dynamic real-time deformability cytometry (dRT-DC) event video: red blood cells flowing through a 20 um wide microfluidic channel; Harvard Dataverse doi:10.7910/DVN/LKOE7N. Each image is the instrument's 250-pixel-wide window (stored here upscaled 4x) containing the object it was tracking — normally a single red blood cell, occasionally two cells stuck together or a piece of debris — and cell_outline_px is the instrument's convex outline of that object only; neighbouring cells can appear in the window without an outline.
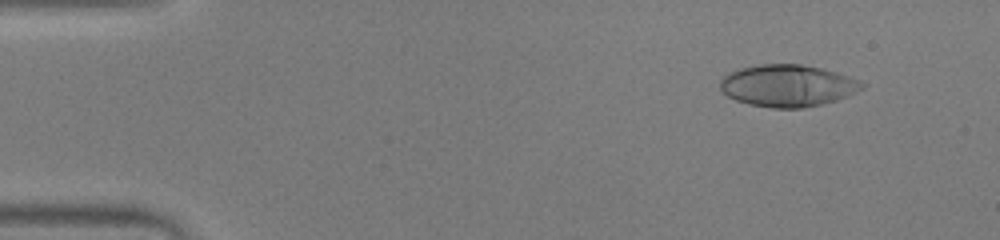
{"species": "human", "species_latin": "Homo sapiens", "temperature_condition": "warm", "stored_images_in_passage": 51, "camera_frame_rate_fps": 3000, "um_per_image_px": 0.085, "donor": {"sex": "male"}, "frame": {"image": 1, "passage_image": 5, "time_ms": 1.333, "image_size_px": [1000, 240], "cell_outline_px": [[864, 88], [848, 96], [836, 100], [820, 104], [800, 108], [772, 108], [748, 104], [736, 100], [728, 96], [720, 88], [720, 80], [728, 72], [740, 68], [760, 64], [800, 64], [820, 68], [836, 72], [860, 80], [864, 84]], "centroid_in_image_um": [66.94, 7.28], "position_along_channel_um": 18.1, "area_um2": 34.62}}
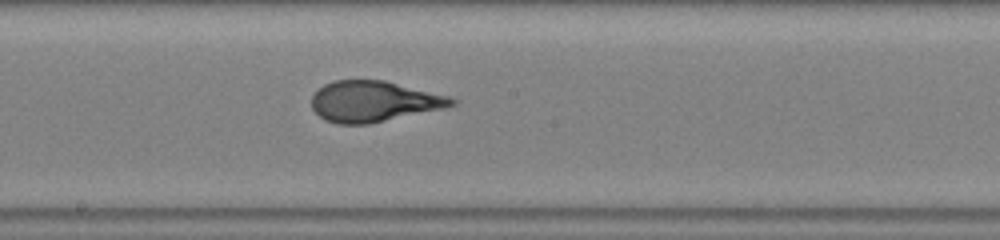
{"frame": {"image": 2, "passage_image": 28, "time_ms": 9.0, "image_size_px": [1000, 240], "cell_outline_px": [[460, 100], [456, 104], [444, 108], [368, 124], [336, 124], [324, 120], [312, 108], [312, 96], [324, 84], [332, 80], [384, 80], [448, 96]], "centroid_in_image_um": [31.76, 8.62], "position_along_channel_um": 216.4, "area_um2": 33.18}}
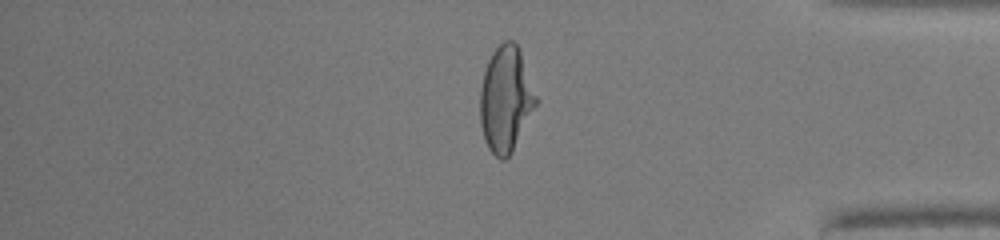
{"frame": {"image": 3, "passage_image": 43, "time_ms": 14.0, "image_size_px": [1000, 240], "cell_outline_px": [[540, 100], [512, 152], [504, 160], [500, 160], [488, 148], [484, 140], [480, 124], [480, 88], [484, 72], [488, 60], [492, 52], [504, 40], [512, 40], [516, 44], [520, 52]], "centroid_in_image_um": [43.0, 8.45], "position_along_channel_um": 392.2, "area_um2": 34.74}, "authors_computed_cell_mechanics": {"area_um2": 33.8708, "velocity_mm_per_s": 3.9834, "shape_relaxation_time_tau1_ms": 9.6065, "shape_relaxation_time_tau2_ms": null, "deformation_change_tau1": 0.4125, "deformation_change_tau2": null}}